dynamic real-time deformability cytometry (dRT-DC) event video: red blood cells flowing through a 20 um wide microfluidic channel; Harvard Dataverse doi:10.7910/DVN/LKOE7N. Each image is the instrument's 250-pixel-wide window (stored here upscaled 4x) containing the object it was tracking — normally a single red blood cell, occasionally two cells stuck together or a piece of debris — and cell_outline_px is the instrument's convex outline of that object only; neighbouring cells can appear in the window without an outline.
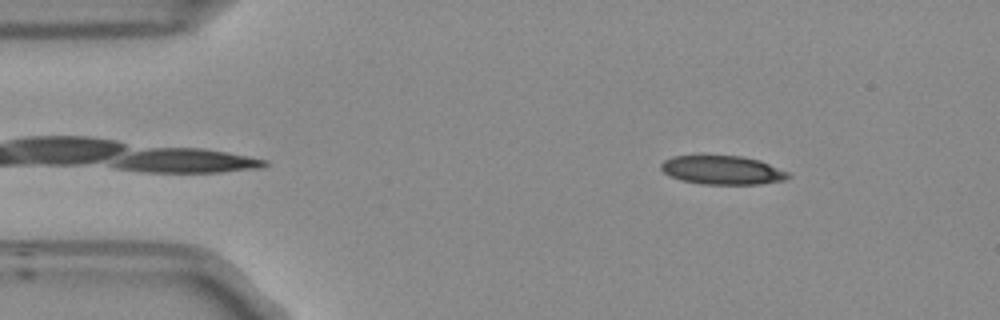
{"species": "Egyptian fruit bat (a non-hibernating species)", "species_latin": "Rousettus aegyptiacus", "temperature_condition": "room temperature", "stored_images_in_passage": 52, "camera_frame_rate_fps": 3000, "um_per_image_px": 0.085, "frame": {"image": 1, "passage_image": 6, "time_ms": 1.667, "image_size_px": [1000, 320], "cell_outline_px": [[792, 176], [784, 180], [760, 184], [700, 184], [680, 180], [664, 172], [660, 168], [660, 164], [664, 160], [672, 156], [740, 156], [760, 160], [788, 172]], "centroid_in_image_um": [61.4, 14.46], "position_along_channel_um": 23.6, "area_um2": 21.27}}
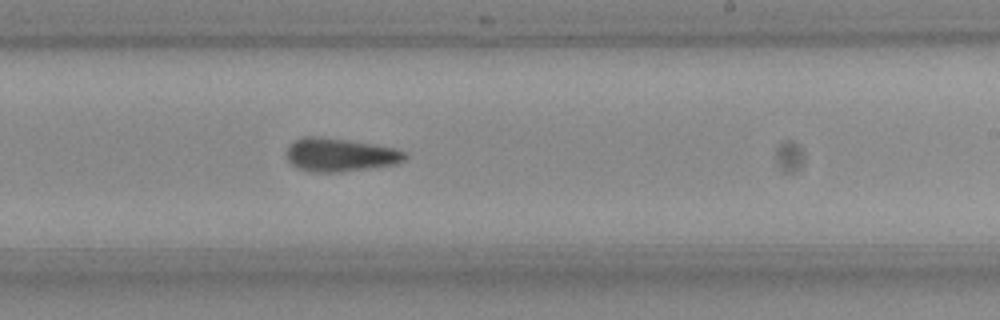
{"frame": {"image": 2, "passage_image": 30, "time_ms": 9.667, "image_size_px": [1000, 320], "cell_outline_px": [[408, 156], [404, 160], [396, 164], [368, 168], [336, 172], [316, 172], [300, 168], [292, 164], [288, 160], [284, 152], [288, 144], [300, 136], [320, 136], [348, 140], [396, 148], [404, 152]], "centroid_in_image_um": [28.85, 13.14], "position_along_channel_um": 260.1, "area_um2": 23.06}}
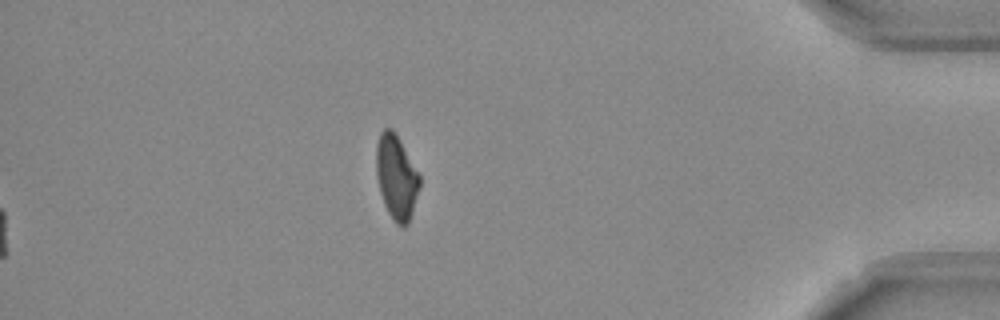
{"frame": {"image": 3, "passage_image": 45, "time_ms": 14.667, "image_size_px": [1000, 320], "cell_outline_px": [[420, 184], [412, 212], [408, 224], [404, 228], [396, 224], [388, 212], [384, 204], [380, 192], [376, 176], [376, 144], [380, 132], [384, 128], [392, 128], [420, 176]], "centroid_in_image_um": [33.67, 15.08], "position_along_channel_um": 401.5, "area_um2": 21.1}, "authors_computed_cell_mechanics": {"area_um2": 22.1374, "velocity_mm_per_s": 3.7563, "shape_relaxation_time_tau1_ms": null, "shape_relaxation_time_tau2_ms": 5.2341, "deformation_change_tau1": null, "deformation_change_tau2": 0.1395}}